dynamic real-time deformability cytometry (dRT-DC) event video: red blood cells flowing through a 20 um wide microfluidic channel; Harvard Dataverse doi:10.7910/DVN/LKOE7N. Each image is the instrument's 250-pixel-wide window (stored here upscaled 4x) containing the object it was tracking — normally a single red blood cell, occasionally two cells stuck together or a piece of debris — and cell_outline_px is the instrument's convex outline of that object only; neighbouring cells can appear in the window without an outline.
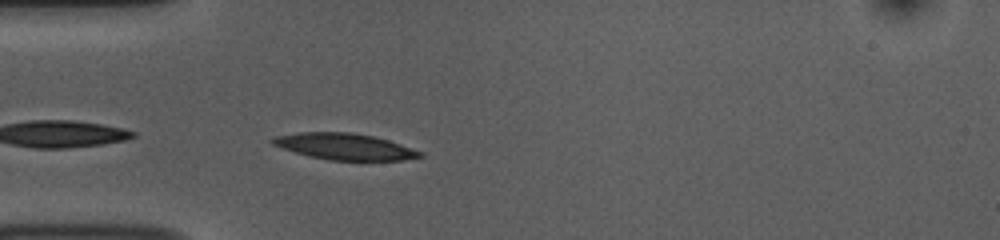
{"species": "common noctule bat (a hibernating species)", "species_latin": "Nyctalus noctula", "temperature_condition": "room temperature", "stored_images_in_passage": 39, "camera_frame_rate_fps": 3000, "um_per_image_px": 0.085, "animal": {"sex": "female", "body_mass_g": 10.0, "forearm_length_mm": 53.1}, "frame": {"image": 1, "passage_image": 2, "time_ms": 0.333, "image_size_px": [1000, 240], "cell_outline_px": [[424, 156], [400, 160], [332, 160], [312, 156], [296, 152], [272, 144], [268, 140], [276, 136], [300, 132], [348, 132], [372, 136], [388, 140], [424, 152]], "centroid_in_image_um": [29.31, 12.45], "position_along_channel_um": 55.7, "area_um2": 22.25}}
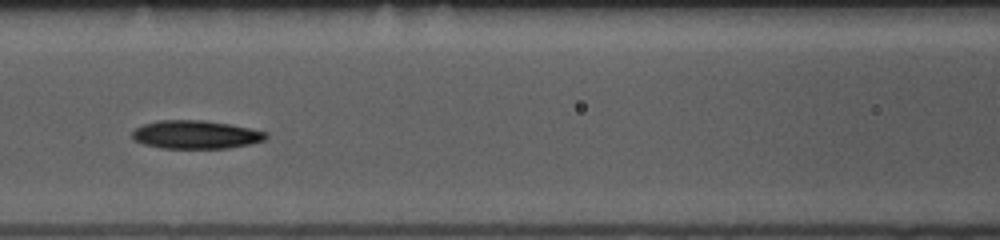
{"frame": {"image": 2, "passage_image": 10, "time_ms": 3.0, "image_size_px": [1000, 240], "cell_outline_px": [[268, 136], [264, 140], [248, 144], [224, 148], [160, 148], [144, 144], [136, 140], [132, 136], [132, 132], [136, 128], [144, 124], [156, 120], [204, 120], [228, 124], [268, 132]], "centroid_in_image_um": [16.62, 11.43], "position_along_channel_um": 150.0, "area_um2": 21.85}}
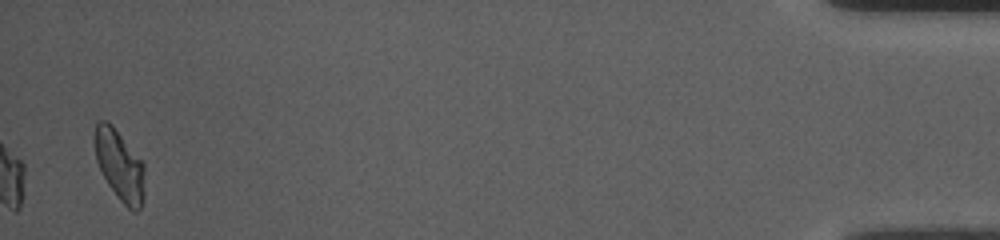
{"frame": {"image": 3, "passage_image": 39, "time_ms": 12.667, "image_size_px": [1000, 240], "cell_outline_px": [[144, 196], [140, 208], [136, 212], [132, 212], [116, 196], [108, 184], [96, 160], [92, 136], [96, 124], [100, 120], [104, 120], [112, 124], [144, 164]], "centroid_in_image_um": [10.15, 14.04], "position_along_channel_um": 425.1, "area_um2": 20.69}, "authors_computed_cell_mechanics": {"area_um2": 21.5594, "velocity_mm_per_s": 3.7242, "shape_relaxation_time_tau1_ms": 4.9418, "shape_relaxation_time_tau2_ms": 7.2387, "deformation_change_tau1": 0.1298, "deformation_change_tau2": 0.1319}}